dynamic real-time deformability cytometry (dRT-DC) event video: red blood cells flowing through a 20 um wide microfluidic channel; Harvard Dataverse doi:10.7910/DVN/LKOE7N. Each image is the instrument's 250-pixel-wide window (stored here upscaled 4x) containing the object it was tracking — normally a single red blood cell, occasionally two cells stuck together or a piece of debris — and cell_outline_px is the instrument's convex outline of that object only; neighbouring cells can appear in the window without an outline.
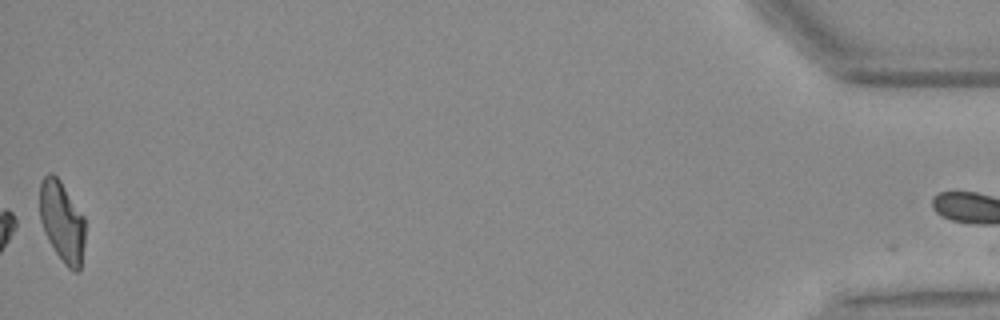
{"species": "Egyptian fruit bat (a non-hibernating species)", "species_latin": "Rousettus aegyptiacus", "temperature_condition": "warm", "stored_images_in_passage": 44, "camera_frame_rate_fps": 3000, "um_per_image_px": 0.085, "animal": {"sex": "female"}, "frame": {"image": 1, "passage_image": 44, "time_ms": 14.333, "image_size_px": [1000, 320], "cell_outline_px": [[84, 244], [80, 272], [72, 272], [64, 264], [48, 240], [44, 232], [40, 220], [40, 180], [48, 172], [52, 172], [60, 180], [84, 216]], "centroid_in_image_um": [5.27, 18.84], "position_along_channel_um": 429.9, "area_um2": 21.5}, "authors_computed_cell_mechanics": {"area_um2": 16.4441, "velocity_mm_per_s": 3.7321, "shape_relaxation_time_tau1_ms": 2.7614, "shape_relaxation_time_tau2_ms": null, "deformation_change_tau1": 0.0962, "deformation_change_tau2": null}}